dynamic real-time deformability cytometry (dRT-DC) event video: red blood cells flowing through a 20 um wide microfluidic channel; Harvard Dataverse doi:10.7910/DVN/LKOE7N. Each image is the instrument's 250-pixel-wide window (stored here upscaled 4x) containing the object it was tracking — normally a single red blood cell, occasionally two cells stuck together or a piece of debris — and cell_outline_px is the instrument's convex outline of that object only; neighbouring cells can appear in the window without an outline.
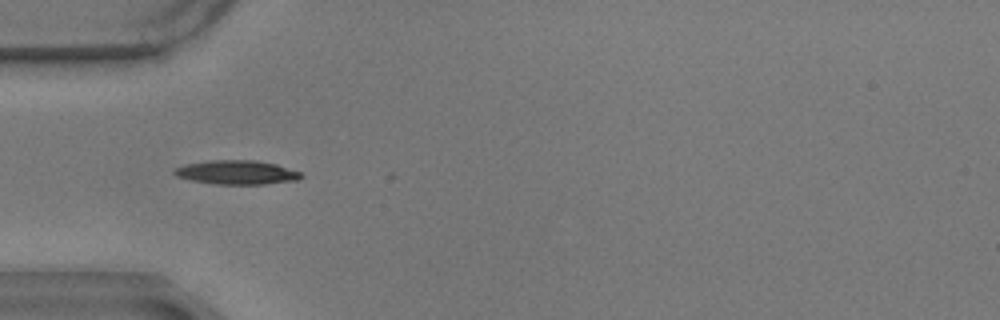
{"species": "common noctule bat (a hibernating species)", "species_latin": "Nyctalus noctula", "temperature_condition": "warm", "stored_images_in_passage": 41, "camera_frame_rate_fps": 3000, "um_per_image_px": 0.085, "animal": {"sex": "male", "body_mass_g": 17.9}, "frame": {"image": 1, "passage_image": 1, "time_ms": 0.0, "image_size_px": [1000, 320], "cell_outline_px": [[304, 176], [296, 180], [264, 184], [216, 184], [192, 180], [176, 176], [172, 172], [176, 168], [184, 164], [208, 160], [256, 160], [276, 164], [300, 172]], "centroid_in_image_um": [20.1, 14.64], "position_along_channel_um": 64.9, "area_um2": 17.69}}
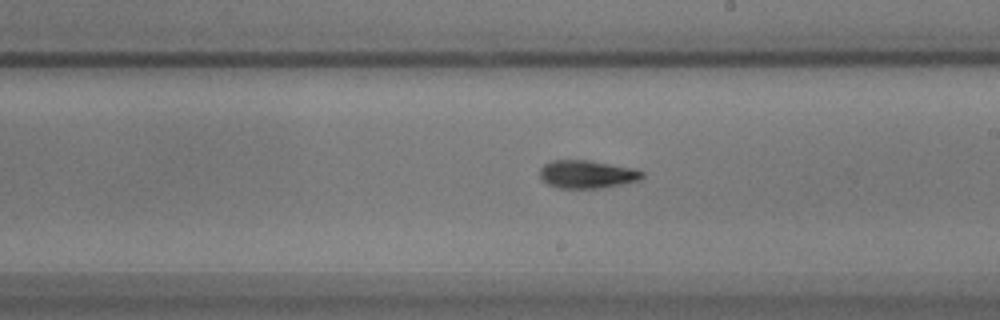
{"frame": {"image": 2, "passage_image": 16, "time_ms": 5.0, "image_size_px": [1000, 320], "cell_outline_px": [[644, 176], [640, 180], [600, 188], [560, 188], [548, 184], [540, 180], [540, 168], [544, 164], [552, 160], [588, 160], [636, 168], [644, 172]], "centroid_in_image_um": [49.9, 14.8], "position_along_channel_um": 239.1, "area_um2": 16.82}}
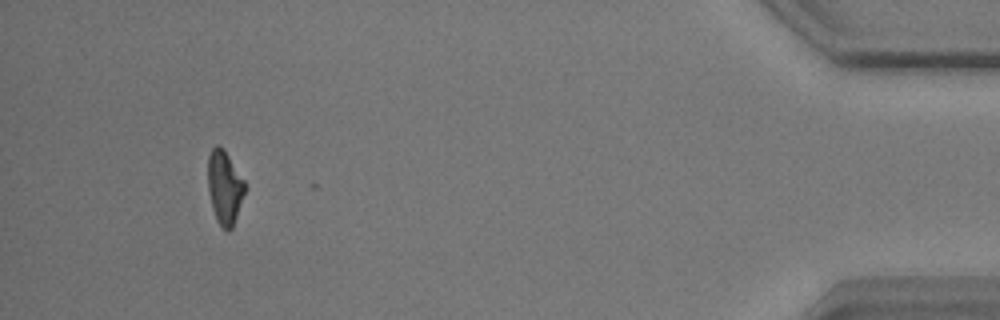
{"frame": {"image": 3, "passage_image": 37, "time_ms": 12.0, "image_size_px": [1000, 320], "cell_outline_px": [[244, 192], [232, 228], [228, 232], [216, 220], [212, 208], [208, 188], [208, 156], [212, 148], [216, 144], [220, 144], [244, 180]], "centroid_in_image_um": [19.06, 15.9], "position_along_channel_um": 416.1, "area_um2": 15.49}, "authors_computed_cell_mechanics": {"area_um2": 16.5308, "velocity_mm_per_s": 3.4903, "shape_relaxation_time_tau1_ms": 11.0206, "shape_relaxation_time_tau2_ms": 4.7551, "deformation_change_tau1": 0.2641, "deformation_change_tau2": 0.1281}}